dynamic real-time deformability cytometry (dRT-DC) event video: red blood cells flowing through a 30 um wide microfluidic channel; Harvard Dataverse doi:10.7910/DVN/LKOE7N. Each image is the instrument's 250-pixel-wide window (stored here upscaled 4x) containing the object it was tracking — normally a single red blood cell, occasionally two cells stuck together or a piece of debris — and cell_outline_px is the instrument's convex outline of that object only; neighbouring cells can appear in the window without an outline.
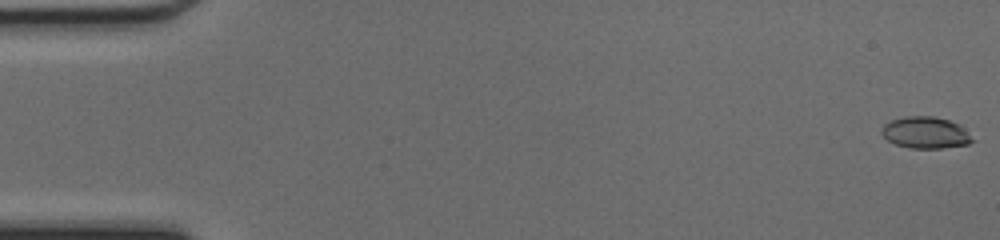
{"species": "common noctule bat (a hibernating species)", "species_latin": "Nyctalus noctula", "temperature_condition": "cold", "stored_images_in_passage": 49, "camera_frame_rate_fps": 3000, "um_per_image_px": 0.085, "animal": {"sex": "female", "body_mass_g": 17.0, "forearm_length_mm": 48.0}, "frame": {"image": 1, "passage_image": 1, "time_ms": 0.0, "image_size_px": [1000, 240], "cell_outline_px": [[976, 140], [968, 144], [940, 148], [908, 148], [896, 144], [888, 140], [880, 132], [880, 128], [884, 124], [892, 120], [904, 116], [936, 116], [960, 124]], "centroid_in_image_um": [78.68, 11.26], "position_along_channel_um": 6.3, "area_um2": 16.88}}
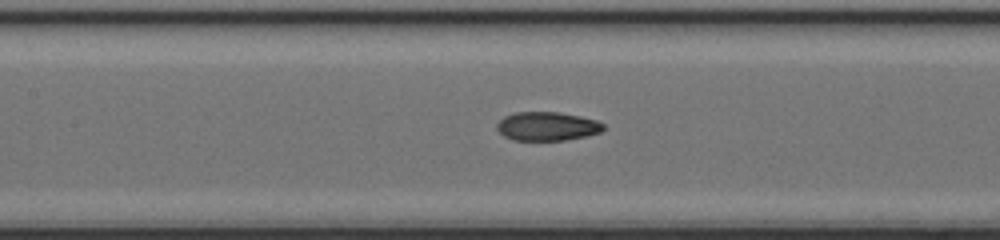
{"frame": {"image": 2, "passage_image": 23, "time_ms": 7.333, "image_size_px": [1000, 240], "cell_outline_px": [[604, 128], [600, 132], [584, 136], [564, 140], [512, 140], [504, 136], [496, 128], [496, 124], [504, 116], [516, 112], [560, 112], [580, 116], [596, 120], [604, 124]], "centroid_in_image_um": [46.48, 10.73], "position_along_channel_um": 160.9, "area_um2": 17.8}}
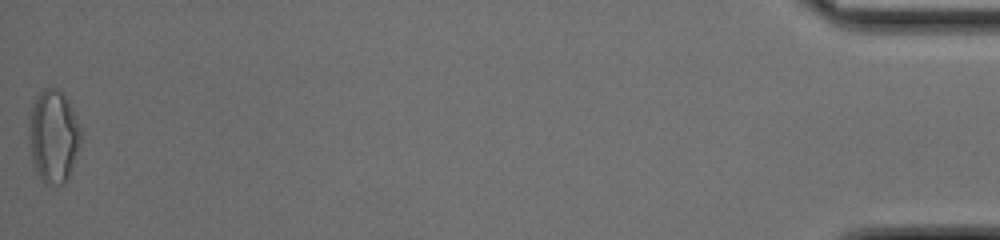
{"frame": {"image": 3, "passage_image": 49, "time_ms": 16.0, "image_size_px": [1000, 240], "cell_outline_px": [[80, 144], [68, 176], [60, 184], [44, 184], [40, 180], [32, 164], [28, 136], [28, 116], [32, 104], [36, 96], [44, 88], [56, 88], [68, 100], [76, 116], [80, 128]], "centroid_in_image_um": [4.49, 11.57], "position_along_channel_um": 430.7, "area_um2": 28.15}, "authors_computed_cell_mechanics": {"area_um2": 18.1492, "velocity_mm_per_s": 4.2979, "shape_relaxation_time_tau1_ms": null, "shape_relaxation_time_tau2_ms": 1.5573, "deformation_change_tau1": null, "deformation_change_tau2": 0.0765}}